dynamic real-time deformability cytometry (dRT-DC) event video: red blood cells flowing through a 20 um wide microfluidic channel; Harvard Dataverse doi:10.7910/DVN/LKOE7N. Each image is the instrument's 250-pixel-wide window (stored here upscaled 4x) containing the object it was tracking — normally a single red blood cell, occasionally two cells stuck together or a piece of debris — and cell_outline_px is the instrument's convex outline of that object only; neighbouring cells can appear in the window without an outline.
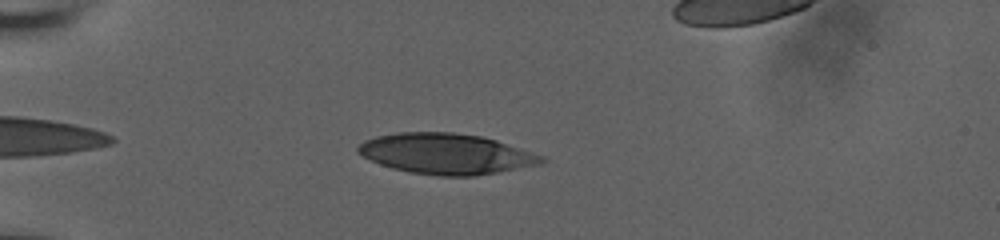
{"species": "human", "species_latin": "Homo sapiens", "temperature_condition": "room temperature", "stored_images_in_passage": 18, "camera_frame_rate_fps": 3000, "um_per_image_px": 0.085, "donor": {"sex": "male"}, "frame": {"image": 1, "passage_image": 5, "time_ms": 1.333, "image_size_px": [1000, 240], "cell_outline_px": [[544, 160], [540, 164], [476, 176], [440, 176], [408, 172], [392, 168], [380, 164], [356, 152], [356, 148], [364, 140], [376, 136], [396, 132], [452, 132], [480, 136], [496, 140], [544, 156]], "centroid_in_image_um": [37.89, 13.07], "position_along_channel_um": 47.1, "area_um2": 43.29}}
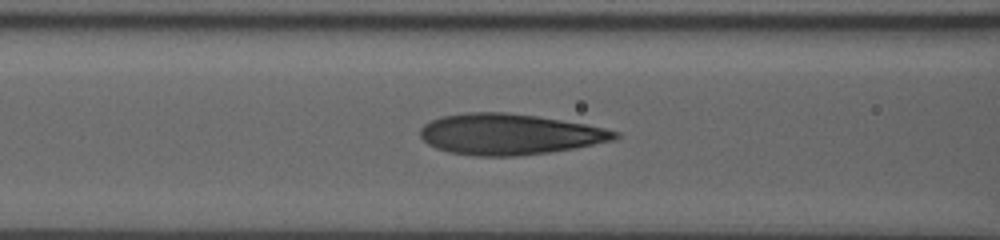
{"frame": {"image": 2, "passage_image": 14, "time_ms": 4.333, "image_size_px": [1000, 240], "cell_outline_px": [[620, 136], [616, 140], [572, 148], [548, 152], [516, 156], [476, 156], [448, 152], [436, 148], [428, 144], [420, 136], [420, 128], [424, 124], [440, 116], [464, 112], [508, 112], [536, 116], [584, 124], [604, 128], [620, 132]], "centroid_in_image_um": [43.27, 11.4], "position_along_channel_um": 123.3, "area_um2": 46.36}}
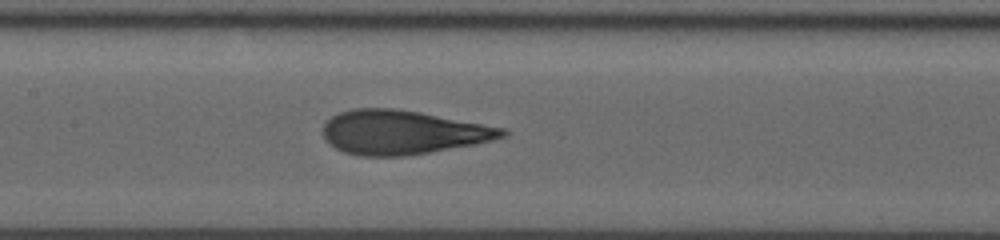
{"frame": {"image": 3, "passage_image": 18, "time_ms": 5.667, "image_size_px": [1000, 240], "cell_outline_px": [[508, 132], [504, 136], [492, 140], [476, 144], [408, 156], [360, 156], [344, 152], [336, 148], [324, 136], [324, 124], [332, 116], [340, 112], [352, 108], [392, 108], [420, 112], [504, 128]], "centroid_in_image_um": [34.22, 11.25], "position_along_channel_um": 173.2, "area_um2": 45.72}}